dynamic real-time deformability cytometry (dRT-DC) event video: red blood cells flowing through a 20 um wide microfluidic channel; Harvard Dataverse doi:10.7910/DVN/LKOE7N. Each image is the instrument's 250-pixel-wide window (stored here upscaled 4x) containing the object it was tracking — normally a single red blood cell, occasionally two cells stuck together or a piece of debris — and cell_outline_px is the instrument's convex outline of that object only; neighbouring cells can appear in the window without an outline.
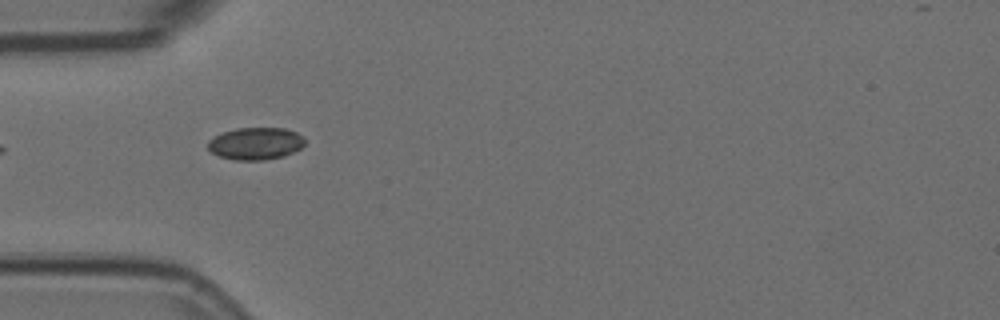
{"species": "Egyptian fruit bat (a non-hibernating species)", "species_latin": "Rousettus aegyptiacus", "temperature_condition": "room temperature", "stored_images_in_passage": 3, "camera_frame_rate_fps": 3000, "um_per_image_px": 0.085, "animal": {"sex": "female"}, "frame": {"image": 1, "passage_image": 3, "time_ms": 0.667, "image_size_px": [1000, 320], "cell_outline_px": [[304, 144], [300, 148], [284, 156], [264, 160], [236, 160], [220, 156], [212, 152], [208, 148], [208, 140], [224, 132], [236, 128], [284, 128], [296, 132], [304, 136]], "centroid_in_image_um": [21.74, 12.2], "position_along_channel_um": 63.3, "area_um2": 18.09}}